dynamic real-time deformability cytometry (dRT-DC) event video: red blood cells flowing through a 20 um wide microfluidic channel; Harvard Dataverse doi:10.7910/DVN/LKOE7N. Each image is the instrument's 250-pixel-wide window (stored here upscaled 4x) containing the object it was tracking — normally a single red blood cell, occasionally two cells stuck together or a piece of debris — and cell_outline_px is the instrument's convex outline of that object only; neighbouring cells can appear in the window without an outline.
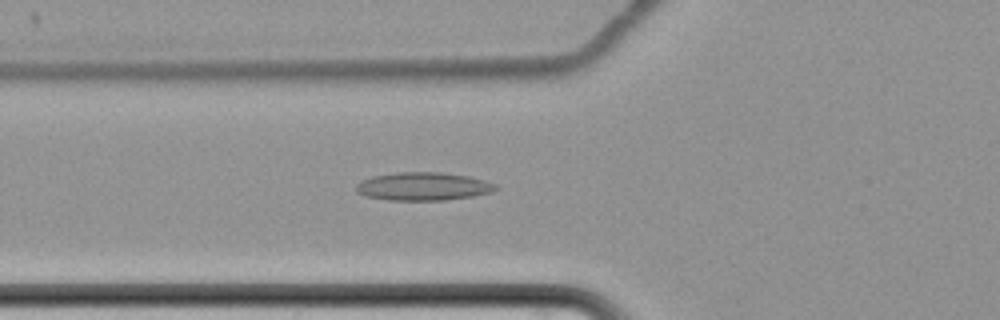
{"species": "common noctule bat (a hibernating species)", "species_latin": "Nyctalus noctula", "temperature_condition": "cold", "stored_images_in_passage": 66, "camera_frame_rate_fps": 3000, "um_per_image_px": 0.085, "animal": {"sex": "female", "body_mass_g": 22.7, "forearm_length_mm": 54.2}, "frame": {"image": 1, "passage_image": 28, "time_ms": 9.0, "image_size_px": [1000, 320], "cell_outline_px": [[500, 188], [492, 192], [472, 196], [444, 200], [388, 200], [364, 196], [356, 192], [356, 184], [360, 180], [372, 176], [396, 172], [440, 172], [468, 176], [484, 180], [496, 184]], "centroid_in_image_um": [35.95, 15.84], "position_along_channel_um": 89.9, "area_um2": 23.06}}
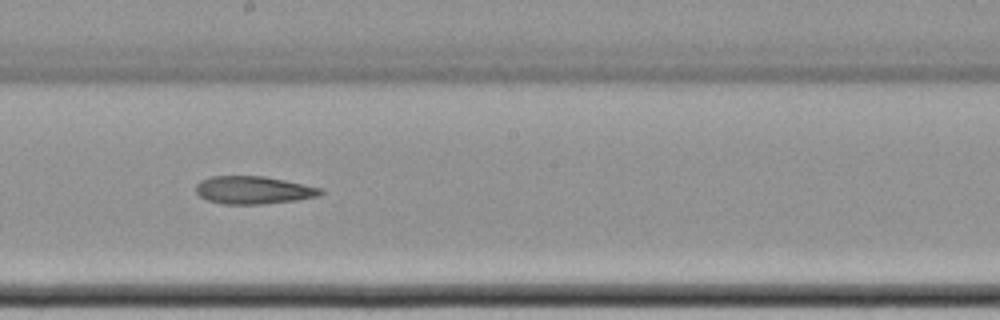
{"frame": {"image": 2, "passage_image": 40, "time_ms": 13.0, "image_size_px": [1000, 320], "cell_outline_px": [[324, 192], [316, 196], [296, 200], [260, 204], [224, 204], [208, 200], [200, 196], [196, 192], [196, 184], [200, 180], [212, 176], [264, 176], [324, 188]], "centroid_in_image_um": [21.53, 16.15], "position_along_channel_um": 226.7, "area_um2": 20.11}}
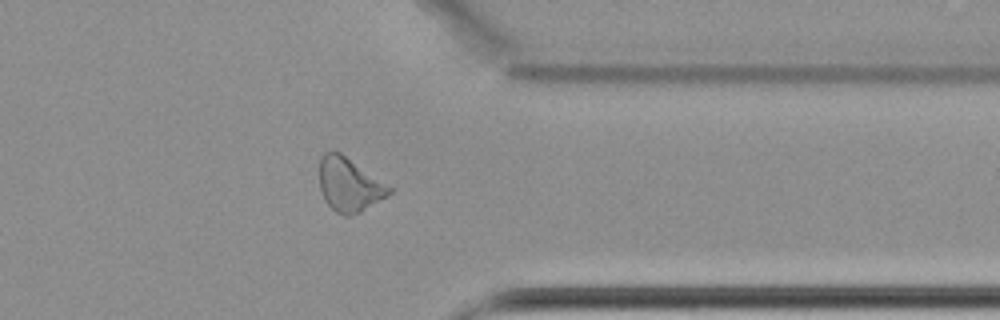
{"frame": {"image": 3, "passage_image": 54, "time_ms": 17.667, "image_size_px": [1000, 320], "cell_outline_px": [[392, 192], [388, 196], [360, 212], [348, 216], [344, 216], [336, 212], [324, 200], [320, 188], [320, 156], [324, 152], [340, 152], [392, 188]], "centroid_in_image_um": [29.67, 15.71], "position_along_channel_um": 381.7, "area_um2": 21.62}}